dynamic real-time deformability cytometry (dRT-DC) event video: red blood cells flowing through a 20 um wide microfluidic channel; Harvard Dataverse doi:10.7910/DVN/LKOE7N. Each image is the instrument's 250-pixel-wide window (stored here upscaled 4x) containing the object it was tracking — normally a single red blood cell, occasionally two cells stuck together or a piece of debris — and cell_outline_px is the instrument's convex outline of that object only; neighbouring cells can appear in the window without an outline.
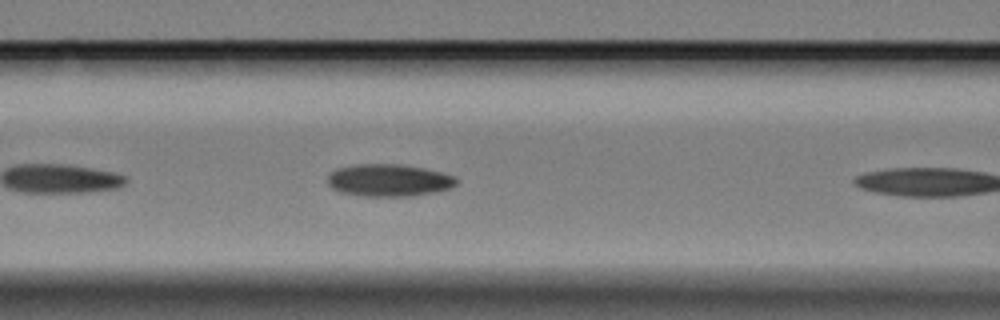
{"species": "Egyptian fruit bat (a non-hibernating species)", "species_latin": "Rousettus aegyptiacus", "temperature_condition": "cold", "stored_images_in_passage": 34, "camera_frame_rate_fps": 3000, "um_per_image_px": 0.085, "animal": {"sex": "female"}, "frame": {"image": 1, "passage_image": 10, "time_ms": 3.0, "image_size_px": [1000, 320], "cell_outline_px": [[460, 180], [452, 188], [412, 196], [364, 196], [340, 192], [332, 188], [328, 184], [328, 176], [336, 168], [356, 164], [400, 164], [424, 168], [456, 176]], "centroid_in_image_um": [33.07, 15.32], "position_along_channel_um": 133.5, "area_um2": 24.33}}
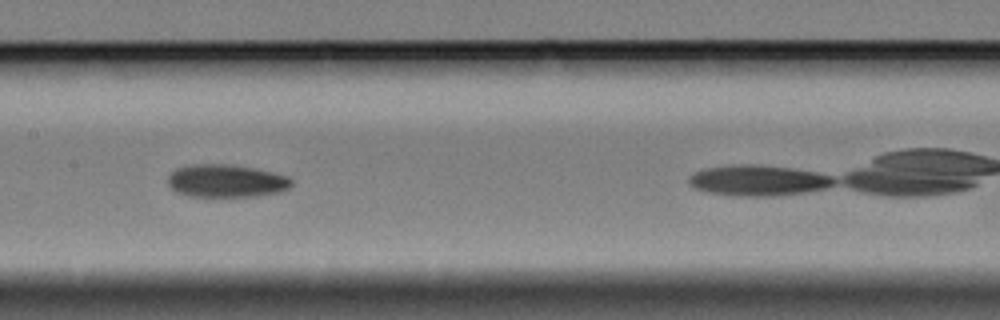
{"frame": {"image": 2, "passage_image": 15, "time_ms": 4.667, "image_size_px": [1000, 320], "cell_outline_px": [[292, 184], [288, 188], [280, 192], [256, 196], [188, 196], [176, 192], [168, 184], [168, 176], [176, 168], [196, 164], [224, 164], [252, 168], [272, 172], [288, 176], [292, 180]], "centroid_in_image_um": [19.22, 15.38], "position_along_channel_um": 188.2, "area_um2": 23.47}}